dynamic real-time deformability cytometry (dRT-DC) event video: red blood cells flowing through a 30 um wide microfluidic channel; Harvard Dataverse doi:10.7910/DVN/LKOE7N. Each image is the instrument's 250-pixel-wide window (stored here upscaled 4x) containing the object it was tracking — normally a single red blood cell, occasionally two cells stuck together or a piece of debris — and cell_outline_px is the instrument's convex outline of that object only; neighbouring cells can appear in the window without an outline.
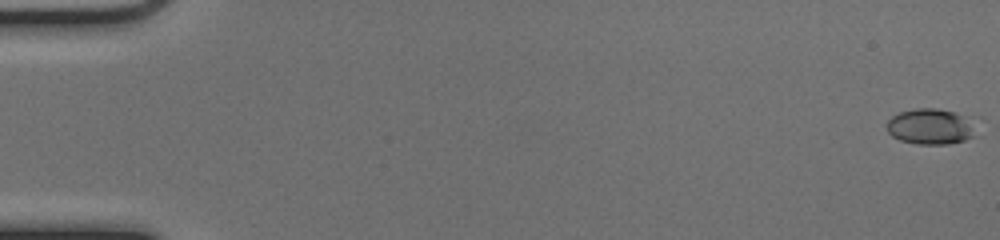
{"species": "common noctule bat (a hibernating species)", "species_latin": "Nyctalus noctula", "temperature_condition": "cold", "stored_images_in_passage": 53, "camera_frame_rate_fps": 3000, "um_per_image_px": 0.085, "animal": {"sex": "female", "body_mass_g": 17.0, "forearm_length_mm": 48.0}, "frame": {"image": 1, "passage_image": 1, "time_ms": 0.0, "image_size_px": [1000, 240], "cell_outline_px": [[980, 116], [976, 136], [964, 140], [948, 144], [916, 144], [900, 140], [892, 136], [888, 132], [888, 120], [892, 116], [900, 112], [916, 108], [936, 108]], "centroid_in_image_um": [79.29, 10.73], "position_along_channel_um": 5.7, "area_um2": 19.65}}
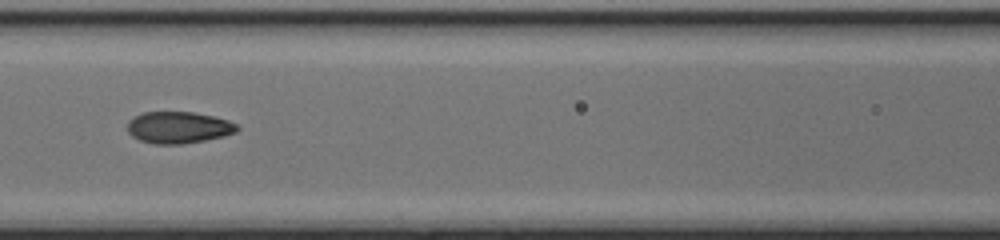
{"frame": {"image": 2, "passage_image": 25, "time_ms": 8.0, "image_size_px": [1000, 240], "cell_outline_px": [[240, 128], [236, 132], [224, 136], [204, 140], [180, 144], [152, 144], [140, 140], [132, 136], [128, 132], [128, 120], [144, 112], [192, 112], [212, 116], [228, 120], [236, 124]], "centroid_in_image_um": [15.17, 10.84], "position_along_channel_um": 151.4, "area_um2": 20.17}}
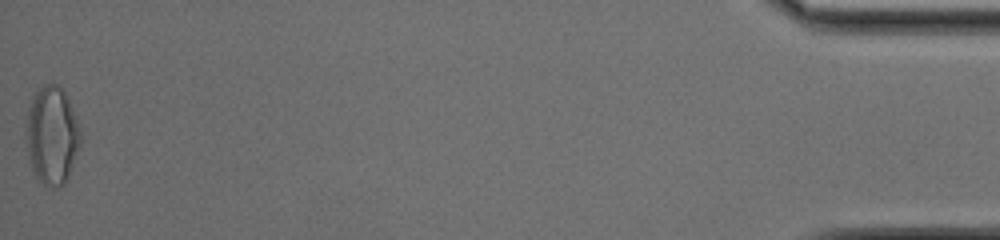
{"frame": {"image": 3, "passage_image": 53, "time_ms": 17.333, "image_size_px": [1000, 240], "cell_outline_px": [[80, 144], [68, 180], [64, 184], [48, 188], [36, 176], [28, 160], [24, 136], [24, 132], [28, 108], [36, 92], [44, 84], [56, 84], [64, 92], [76, 116], [80, 128]], "centroid_in_image_um": [4.39, 11.54], "position_along_channel_um": 430.8, "area_um2": 31.33}, "authors_computed_cell_mechanics": {"area_um2": 19.9988, "velocity_mm_per_s": 4.024, "shape_relaxation_time_tau1_ms": 4.2856, "shape_relaxation_time_tau2_ms": 1.0347, "deformation_change_tau1": 0.1627, "deformation_change_tau2": 0.0616}}